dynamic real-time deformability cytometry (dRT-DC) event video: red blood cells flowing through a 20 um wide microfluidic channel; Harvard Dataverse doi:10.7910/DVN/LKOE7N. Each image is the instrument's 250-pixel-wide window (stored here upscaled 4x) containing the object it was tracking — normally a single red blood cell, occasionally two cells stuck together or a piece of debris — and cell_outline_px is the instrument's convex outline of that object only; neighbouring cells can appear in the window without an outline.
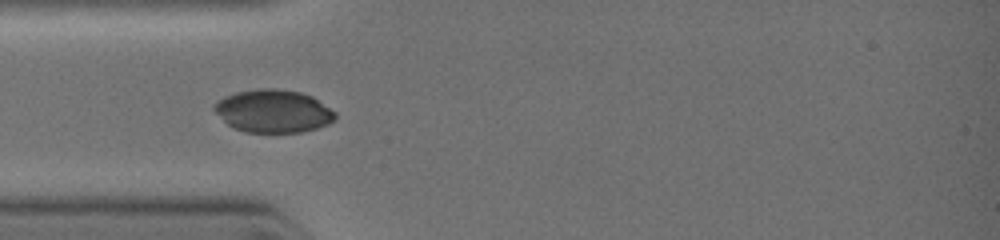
{"species": "common noctule bat (a hibernating species)", "species_latin": "Nyctalus noctula", "temperature_condition": "warm", "stored_images_in_passage": 51, "camera_frame_rate_fps": 3000, "um_per_image_px": 0.085, "animal": {"sex": "female", "body_mass_g": 19.0, "forearm_length_mm": 51.5}, "frame": {"image": 1, "passage_image": 1, "time_ms": 0.0, "image_size_px": [1000, 240], "cell_outline_px": [[336, 120], [328, 124], [304, 132], [244, 132], [232, 128], [212, 108], [212, 104], [216, 100], [224, 96], [236, 92], [260, 88], [272, 88], [300, 92], [312, 96], [336, 112]], "centroid_in_image_um": [23.21, 9.44], "position_along_channel_um": 61.8, "area_um2": 30.4}}
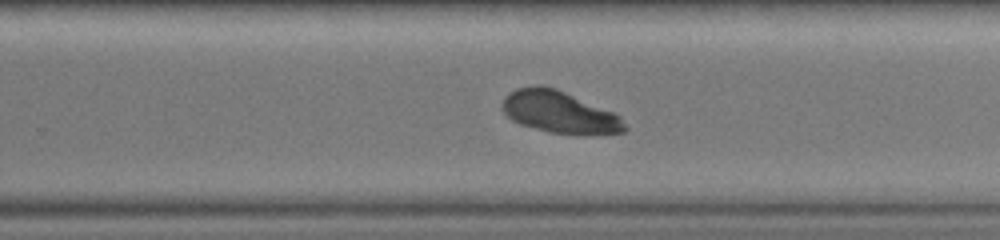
{"frame": {"image": 2, "passage_image": 26, "time_ms": 4.0, "image_size_px": [1000, 240], "cell_outline_px": [[628, 128], [624, 132], [592, 136], [580, 136], [548, 132], [520, 124], [512, 120], [500, 108], [504, 96], [508, 92], [516, 88], [536, 84], [540, 84], [556, 88], [612, 112], [620, 116]], "centroid_in_image_um": [47.54, 9.55], "position_along_channel_um": 282.3, "area_um2": 30.58}}
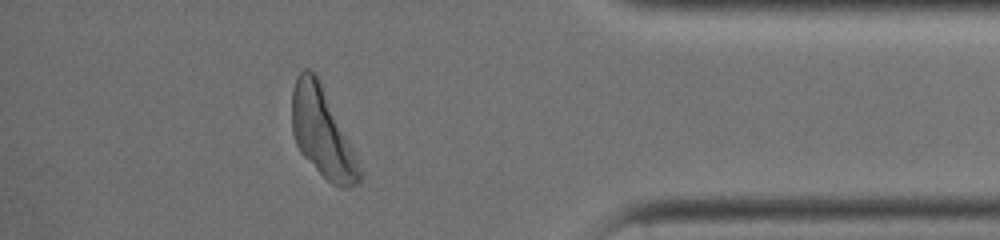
{"frame": {"image": 3, "passage_image": 43, "time_ms": 6.667, "image_size_px": [1000, 240], "cell_outline_px": [[360, 180], [356, 184], [348, 188], [340, 188], [332, 184], [300, 152], [296, 144], [292, 132], [292, 92], [296, 76], [304, 68], [308, 68], [316, 76], [360, 168]], "centroid_in_image_um": [27.32, 11.3], "position_along_channel_um": 407.9, "area_um2": 33.23}}